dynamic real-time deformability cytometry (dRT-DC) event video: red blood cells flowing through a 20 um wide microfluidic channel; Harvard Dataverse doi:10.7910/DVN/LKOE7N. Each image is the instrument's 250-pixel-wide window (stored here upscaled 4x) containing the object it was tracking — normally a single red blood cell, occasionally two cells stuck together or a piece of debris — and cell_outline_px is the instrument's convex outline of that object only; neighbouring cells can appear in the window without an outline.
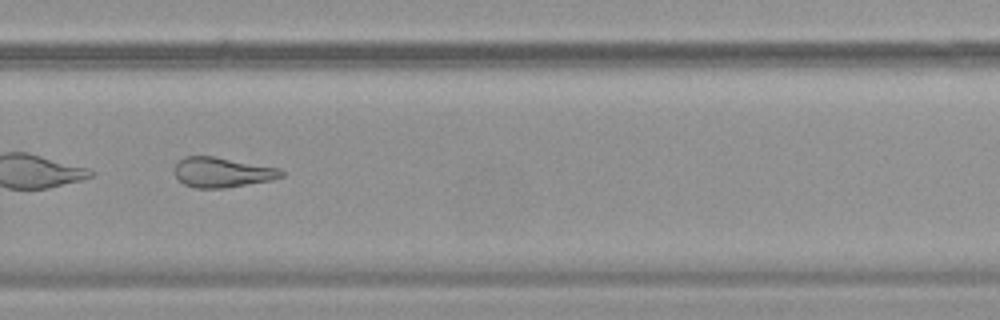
{"species": "common noctule bat (a hibernating species)", "species_latin": "Nyctalus noctula", "temperature_condition": "warm", "stored_images_in_passage": 52, "camera_frame_rate_fps": 3000, "um_per_image_px": 0.085, "animal": {"sex": "female", "body_mass_g": 19.9}, "frame": {"image": 1, "passage_image": 37, "time_ms": 12.0, "image_size_px": [1000, 320], "cell_outline_px": [[284, 176], [272, 180], [224, 188], [196, 188], [184, 184], [176, 176], [176, 164], [184, 156], [212, 156], [276, 168], [284, 172]], "centroid_in_image_um": [18.88, 14.66], "position_along_channel_um": 310.9, "area_um2": 18.26}, "authors_computed_cell_mechanics": {"area_um2": 24.7673, "velocity_mm_per_s": 3.79, "shape_relaxation_time_tau1_ms": null, "shape_relaxation_time_tau2_ms": 4.8566, "deformation_change_tau1": null, "deformation_change_tau2": 0.1734}}